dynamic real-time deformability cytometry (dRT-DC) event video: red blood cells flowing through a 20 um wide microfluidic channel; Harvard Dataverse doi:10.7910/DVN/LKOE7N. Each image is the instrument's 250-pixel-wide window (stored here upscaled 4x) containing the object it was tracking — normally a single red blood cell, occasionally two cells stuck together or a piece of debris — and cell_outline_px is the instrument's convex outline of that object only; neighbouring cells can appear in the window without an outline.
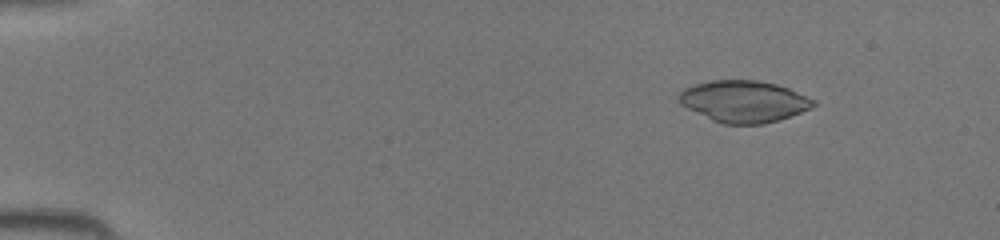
{"species": "common noctule bat (a hibernating species)", "species_latin": "Nyctalus noctula", "temperature_condition": "room temperature", "stored_images_in_passage": 44, "camera_frame_rate_fps": 3000, "um_per_image_px": 0.085, "animal": {"sex": "female", "body_mass_g": 19.5, "forearm_length_mm": 54.1}, "frame": {"image": 1, "passage_image": 6, "time_ms": 1.667, "image_size_px": [1000, 240], "cell_outline_px": [[820, 104], [800, 112], [764, 124], [724, 124], [712, 120], [680, 104], [676, 96], [684, 88], [692, 84], [708, 80], [756, 80], [776, 84], [788, 88], [816, 100]], "centroid_in_image_um": [63.2, 8.6], "position_along_channel_um": 21.8, "area_um2": 32.71}}